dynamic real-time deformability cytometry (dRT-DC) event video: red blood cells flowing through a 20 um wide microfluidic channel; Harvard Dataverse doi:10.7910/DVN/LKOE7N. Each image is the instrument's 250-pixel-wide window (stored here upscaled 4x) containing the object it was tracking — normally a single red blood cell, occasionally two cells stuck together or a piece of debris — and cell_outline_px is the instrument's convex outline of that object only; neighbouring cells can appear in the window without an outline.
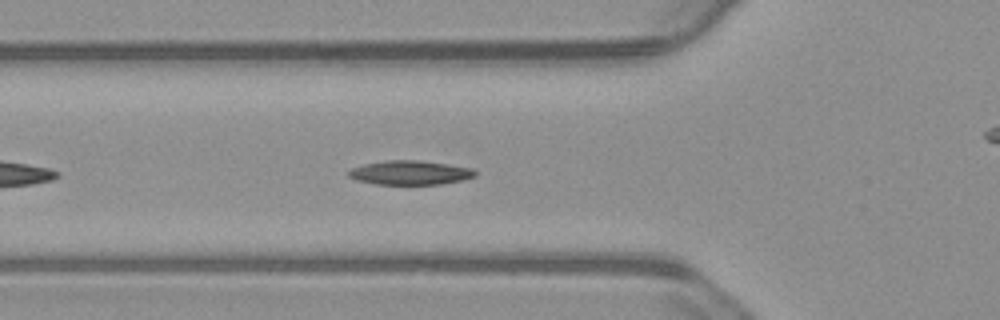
{"species": "common noctule bat (a hibernating species)", "species_latin": "Nyctalus noctula", "temperature_condition": "warm", "stored_images_in_passage": 15, "camera_frame_rate_fps": 3000, "um_per_image_px": 0.085, "animal": {"sex": "male", "body_mass_g": 23.1, "forearm_length_mm": 52.7}, "frame": {"image": 1, "passage_image": 7, "time_ms": 2.0, "image_size_px": [1000, 320], "cell_outline_px": [[476, 176], [460, 180], [440, 184], [376, 184], [356, 180], [348, 176], [348, 172], [352, 168], [364, 164], [388, 160], [420, 160], [448, 164], [472, 168], [476, 172]], "centroid_in_image_um": [34.85, 14.67], "position_along_channel_um": 91.0, "area_um2": 17.69}}
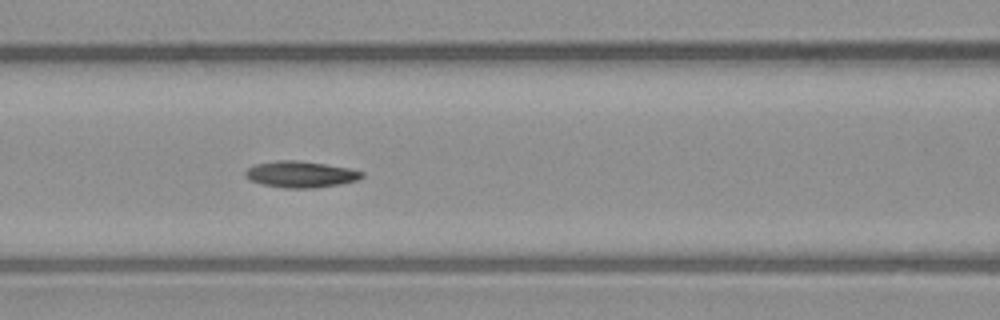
{"frame": {"image": 2, "passage_image": 11, "time_ms": 3.333, "image_size_px": [1000, 320], "cell_outline_px": [[364, 176], [360, 180], [340, 184], [316, 188], [284, 188], [264, 184], [252, 180], [244, 172], [248, 168], [256, 164], [276, 160], [296, 160], [352, 168], [364, 172]], "centroid_in_image_um": [25.64, 14.81], "position_along_channel_um": 141.0, "area_um2": 17.86}}